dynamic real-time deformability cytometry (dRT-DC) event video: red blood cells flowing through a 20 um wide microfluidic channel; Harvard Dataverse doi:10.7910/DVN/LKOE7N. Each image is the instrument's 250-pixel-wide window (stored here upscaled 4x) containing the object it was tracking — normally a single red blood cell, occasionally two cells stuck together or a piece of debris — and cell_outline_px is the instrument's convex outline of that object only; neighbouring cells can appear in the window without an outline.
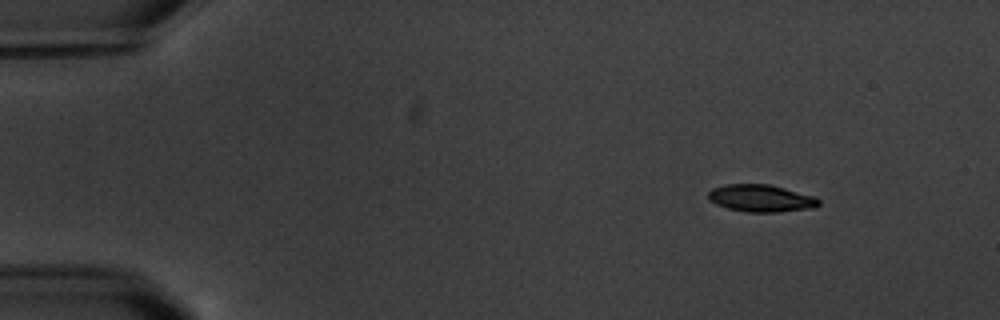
{"species": "common noctule bat (a hibernating species)", "species_latin": "Nyctalus noctula", "temperature_condition": "warm", "stored_images_in_passage": 5, "camera_frame_rate_fps": 3000, "um_per_image_px": 0.085, "animal": {"sex": "male", "body_mass_g": 20.1, "forearm_length_mm": 53.5}, "frame": {"image": 1, "passage_image": 2, "time_ms": 1.333, "image_size_px": [1000, 320], "cell_outline_px": [[820, 204], [812, 208], [780, 212], [748, 212], [728, 208], [716, 204], [708, 200], [708, 192], [712, 188], [724, 184], [768, 184], [816, 196], [820, 200]], "centroid_in_image_um": [64.68, 16.85], "position_along_channel_um": 20.3, "area_um2": 17.63}}
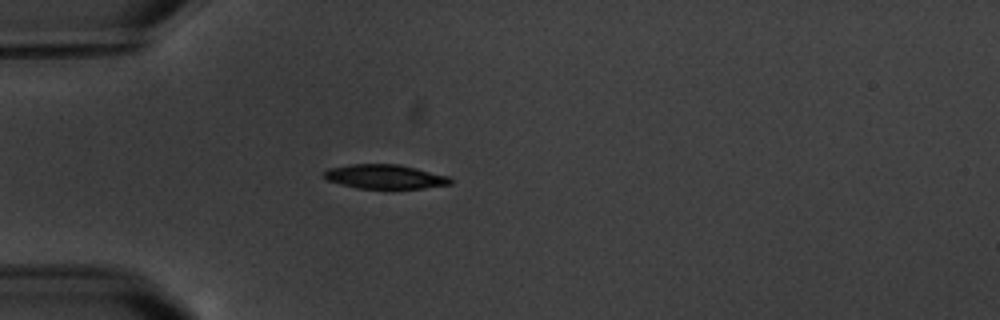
{"frame": {"image": 2, "passage_image": 5, "time_ms": 4.667, "image_size_px": [1000, 320], "cell_outline_px": [[452, 184], [424, 188], [356, 188], [340, 184], [328, 180], [324, 176], [324, 172], [328, 168], [352, 164], [400, 164], [448, 176], [452, 180]], "centroid_in_image_um": [32.72, 15.01], "position_along_channel_um": 52.3, "area_um2": 17.74}}